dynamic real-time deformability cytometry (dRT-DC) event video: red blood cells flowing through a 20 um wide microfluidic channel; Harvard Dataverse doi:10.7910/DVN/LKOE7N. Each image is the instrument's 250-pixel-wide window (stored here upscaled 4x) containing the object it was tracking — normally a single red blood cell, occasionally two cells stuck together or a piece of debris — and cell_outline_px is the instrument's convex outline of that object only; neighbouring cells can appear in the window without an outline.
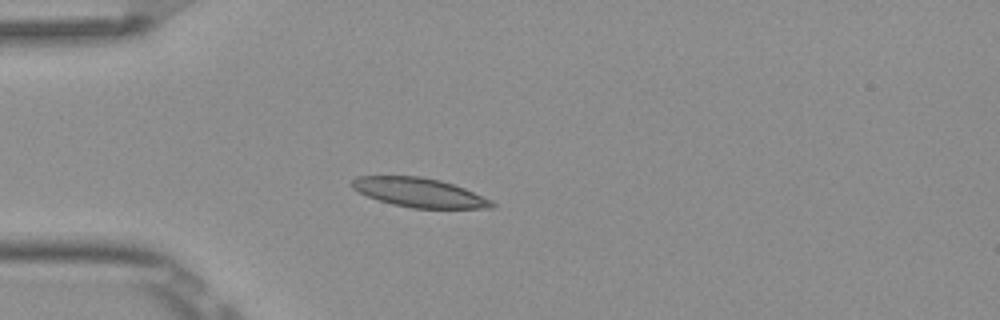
{"species": "Egyptian fruit bat (a non-hibernating species)", "species_latin": "Rousettus aegyptiacus", "temperature_condition": "room temperature", "stored_images_in_passage": 1, "camera_frame_rate_fps": 3000, "um_per_image_px": 0.085, "frame": {"image": 1, "passage_image": 1, "time_ms": 0.0, "image_size_px": [1000, 320], "cell_outline_px": [[496, 204], [492, 208], [412, 208], [392, 204], [368, 196], [352, 188], [352, 180], [356, 176], [420, 176], [440, 180], [464, 188], [492, 200]], "centroid_in_image_um": [35.65, 16.36], "position_along_channel_um": 49.4, "area_um2": 23.58}}